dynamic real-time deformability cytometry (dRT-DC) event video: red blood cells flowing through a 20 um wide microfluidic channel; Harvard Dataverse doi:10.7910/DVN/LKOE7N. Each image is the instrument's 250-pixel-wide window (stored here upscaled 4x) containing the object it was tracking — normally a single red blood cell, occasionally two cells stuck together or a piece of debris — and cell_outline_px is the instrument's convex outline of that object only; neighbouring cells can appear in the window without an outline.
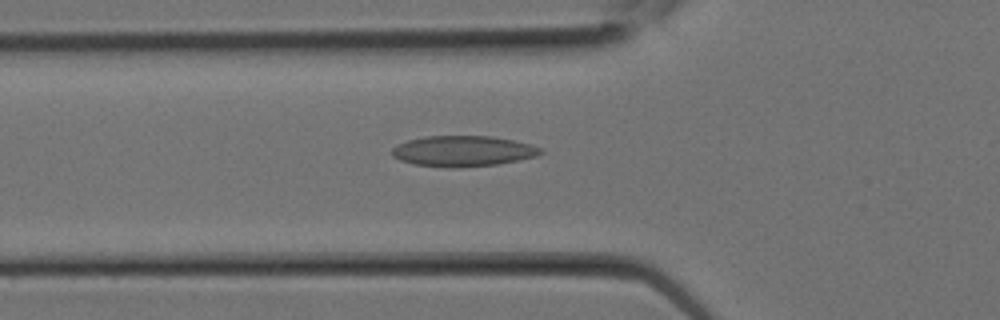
{"species": "Egyptian fruit bat (a non-hibernating species)", "species_latin": "Rousettus aegyptiacus", "temperature_condition": "room temperature", "stored_images_in_passage": 5, "camera_frame_rate_fps": 3000, "um_per_image_px": 0.085, "animal": {"sex": "female"}, "frame": {"image": 1, "passage_image": 5, "time_ms": 1.333, "image_size_px": [1000, 320], "cell_outline_px": [[544, 152], [536, 156], [496, 164], [456, 168], [448, 168], [412, 164], [400, 160], [392, 156], [392, 148], [396, 144], [408, 140], [428, 136], [492, 136], [532, 144], [544, 148]], "centroid_in_image_um": [39.35, 12.84], "position_along_channel_um": 86.5, "area_um2": 26.7}}